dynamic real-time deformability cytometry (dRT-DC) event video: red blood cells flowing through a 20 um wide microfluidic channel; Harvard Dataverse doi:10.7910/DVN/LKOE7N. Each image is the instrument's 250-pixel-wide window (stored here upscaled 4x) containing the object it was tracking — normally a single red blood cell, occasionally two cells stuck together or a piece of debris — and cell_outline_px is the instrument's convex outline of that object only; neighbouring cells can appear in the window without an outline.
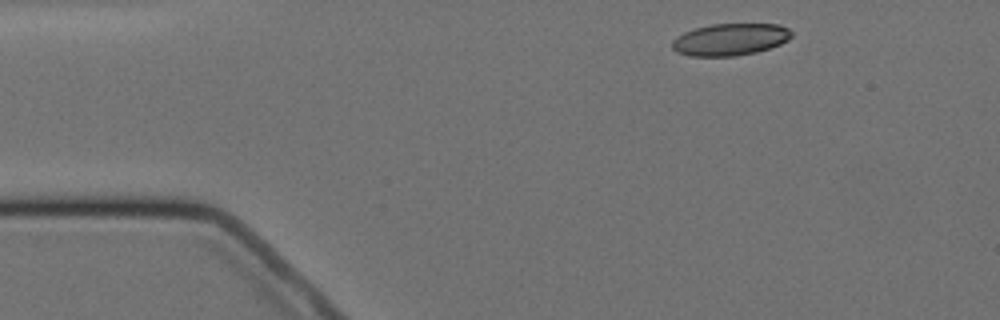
{"species": "Egyptian fruit bat (a non-hibernating species)", "species_latin": "Rousettus aegyptiacus", "temperature_condition": "cold", "stored_images_in_passage": 13, "camera_frame_rate_fps": 3000, "um_per_image_px": 0.085, "animal": {"sex": "female"}, "frame": {"image": 1, "passage_image": 1, "time_ms": 0.0, "image_size_px": [1000, 320], "cell_outline_px": [[792, 36], [788, 40], [780, 44], [756, 52], [736, 56], [692, 56], [676, 52], [672, 48], [672, 40], [684, 32], [696, 28], [712, 24], [780, 24], [788, 28], [792, 32]], "centroid_in_image_um": [62.07, 3.35], "position_along_channel_um": 22.9, "area_um2": 22.25}}
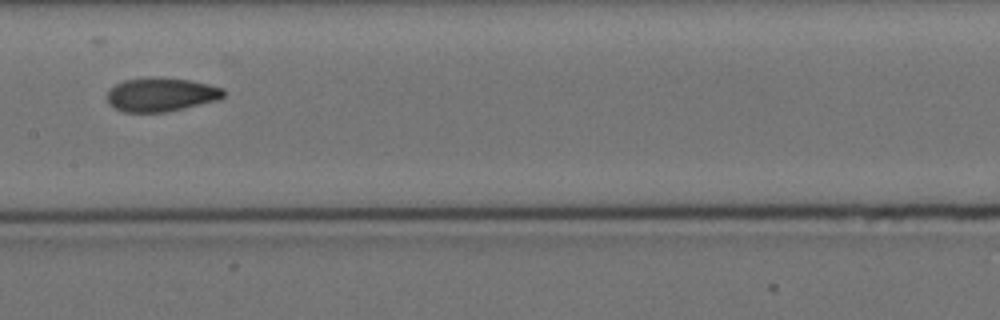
{"frame": {"image": 2, "passage_image": 6, "time_ms": 6.667, "image_size_px": [1000, 320], "cell_outline_px": [[224, 96], [216, 100], [164, 112], [124, 112], [108, 104], [108, 92], [116, 84], [124, 80], [148, 76], [160, 76], [192, 80], [224, 88]], "centroid_in_image_um": [13.68, 8.01], "position_along_channel_um": 193.7, "area_um2": 22.95}}
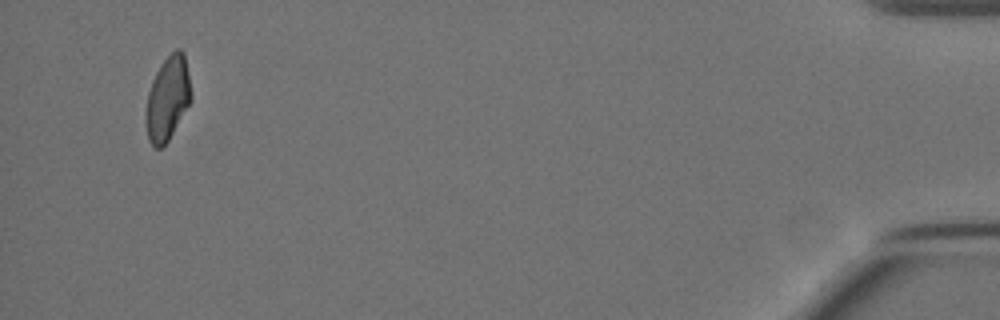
{"frame": {"image": 3, "passage_image": 13, "time_ms": 15.667, "image_size_px": [1000, 320], "cell_outline_px": [[192, 100], [168, 140], [160, 148], [152, 148], [148, 140], [144, 124], [144, 116], [148, 92], [152, 80], [160, 64], [176, 48], [180, 48], [184, 52], [192, 96]], "centroid_in_image_um": [14.22, 8.4], "position_along_channel_um": 421.0, "area_um2": 22.43}, "authors_computed_cell_mechanics": {"area_um2": 22.9466, "velocity_mm_per_s": 3.492, "shape_relaxation_time_tau1_ms": 7.7629, "shape_relaxation_time_tau2_ms": 2.2997, "deformation_change_tau1": 0.1301, "deformation_change_tau2": 0.0464}}